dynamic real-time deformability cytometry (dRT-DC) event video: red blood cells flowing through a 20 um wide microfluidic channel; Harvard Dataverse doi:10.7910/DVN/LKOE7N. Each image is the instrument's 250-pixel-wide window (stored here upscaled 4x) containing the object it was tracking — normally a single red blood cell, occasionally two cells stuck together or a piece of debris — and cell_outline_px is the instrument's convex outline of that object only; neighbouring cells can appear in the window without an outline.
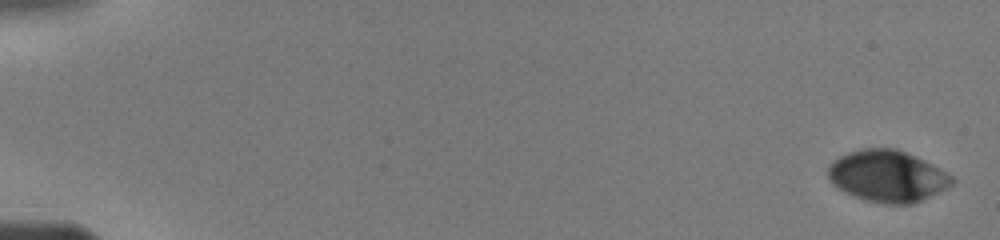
{"species": "human", "species_latin": "Homo sapiens", "temperature_condition": "warm", "stored_images_in_passage": 11, "camera_frame_rate_fps": 3000, "um_per_image_px": 0.085, "donor": {"sex": "male"}, "frame": {"image": 1, "passage_image": 1, "time_ms": 0.0, "image_size_px": [1000, 240], "cell_outline_px": [[956, 180], [948, 188], [912, 204], [884, 204], [852, 196], [844, 192], [832, 184], [828, 176], [828, 168], [832, 160], [848, 152], [860, 148], [896, 148], [916, 156], [932, 164], [952, 176]], "centroid_in_image_um": [75.42, 14.96], "position_along_channel_um": 9.6, "area_um2": 37.4}}
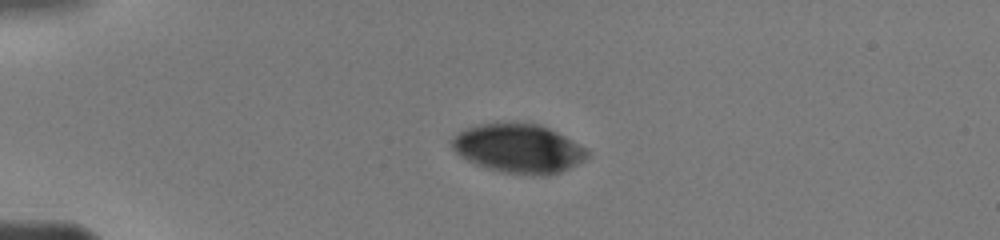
{"frame": {"image": 2, "passage_image": 7, "time_ms": 4.0, "image_size_px": [1000, 240], "cell_outline_px": [[588, 156], [584, 160], [560, 172], [548, 176], [532, 176], [504, 172], [488, 168], [476, 164], [460, 156], [452, 148], [452, 140], [464, 128], [480, 124], [540, 124], [588, 148]], "centroid_in_image_um": [44.1, 12.65], "position_along_channel_um": 40.9, "area_um2": 38.21}}
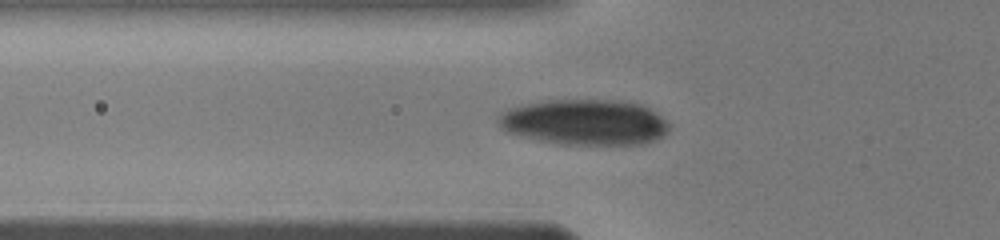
{"frame": {"image": 3, "passage_image": 10, "time_ms": 6.0, "image_size_px": [1000, 240], "cell_outline_px": [[668, 132], [664, 136], [640, 144], [560, 144], [540, 140], [508, 132], [496, 120], [508, 108], [548, 100], [624, 100], [640, 104], [656, 112], [668, 124]], "centroid_in_image_um": [49.74, 10.38], "position_along_channel_um": 76.1, "area_um2": 44.91}}